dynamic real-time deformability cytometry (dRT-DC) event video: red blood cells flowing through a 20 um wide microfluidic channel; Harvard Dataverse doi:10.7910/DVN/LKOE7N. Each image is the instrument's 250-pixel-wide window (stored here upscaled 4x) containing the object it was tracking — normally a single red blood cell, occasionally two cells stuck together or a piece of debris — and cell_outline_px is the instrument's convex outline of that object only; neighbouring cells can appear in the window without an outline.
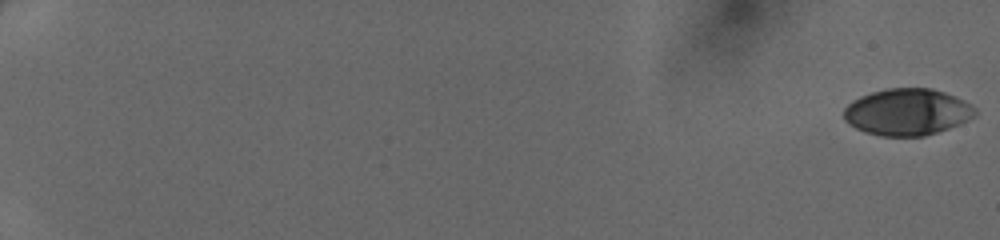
{"species": "human", "species_latin": "Homo sapiens", "temperature_condition": "cold", "stored_images_in_passage": 28, "camera_frame_rate_fps": 3000, "um_per_image_px": 0.085, "donor": {"sex": "female"}, "frame": {"image": 1, "passage_image": 1, "time_ms": 0.0, "image_size_px": [1000, 240], "cell_outline_px": [[976, 116], [948, 128], [924, 136], [880, 136], [864, 132], [848, 124], [844, 120], [844, 108], [852, 100], [860, 96], [872, 92], [888, 88], [932, 88], [944, 92], [964, 100], [972, 104], [976, 108]], "centroid_in_image_um": [77.1, 9.51], "position_along_channel_um": 7.9, "area_um2": 35.78}}
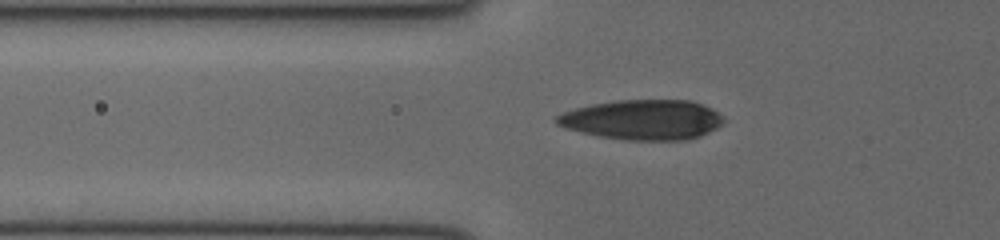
{"frame": {"image": 2, "passage_image": 20, "time_ms": 6.333, "image_size_px": [1000, 240], "cell_outline_px": [[724, 124], [700, 136], [688, 140], [628, 140], [600, 136], [564, 128], [556, 124], [552, 120], [556, 116], [564, 112], [576, 108], [592, 104], [616, 100], [692, 100], [712, 108], [724, 120]], "centroid_in_image_um": [54.62, 10.17], "position_along_channel_um": 71.2, "area_um2": 38.96}}
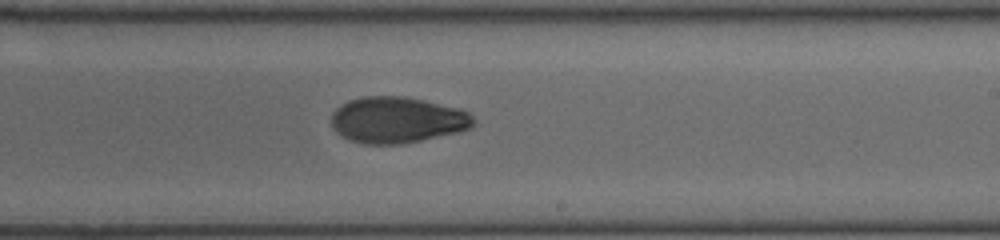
{"frame": {"image": 3, "passage_image": 28, "time_ms": 9.0, "image_size_px": [1000, 240], "cell_outline_px": [[476, 124], [468, 128], [456, 132], [420, 140], [400, 144], [364, 144], [348, 140], [336, 132], [332, 128], [332, 112], [340, 104], [348, 100], [364, 96], [404, 96], [424, 100], [460, 108], [468, 112], [476, 120]], "centroid_in_image_um": [33.73, 10.18], "position_along_channel_um": 255.3, "area_um2": 38.38}}